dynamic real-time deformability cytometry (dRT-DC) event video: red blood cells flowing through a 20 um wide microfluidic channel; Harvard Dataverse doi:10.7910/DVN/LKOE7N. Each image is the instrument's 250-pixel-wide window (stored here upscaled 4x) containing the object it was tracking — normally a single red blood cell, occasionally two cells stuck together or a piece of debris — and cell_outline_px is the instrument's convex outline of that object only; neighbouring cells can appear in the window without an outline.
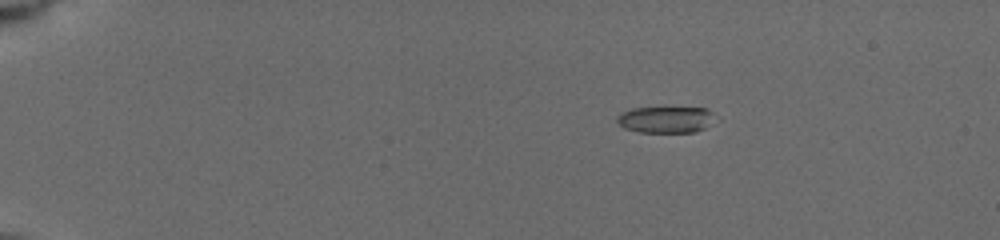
{"species": "common noctule bat (a hibernating species)", "species_latin": "Nyctalus noctula", "temperature_condition": "cold", "stored_images_in_passage": 15, "camera_frame_rate_fps": 3000, "um_per_image_px": 0.085, "animal": {"sex": "female", "body_mass_g": 19.5, "forearm_length_mm": 54.1}, "frame": {"image": 1, "passage_image": 5, "time_ms": 1.667, "image_size_px": [1000, 240], "cell_outline_px": [[712, 120], [704, 128], [696, 132], [640, 132], [624, 128], [616, 120], [620, 112], [632, 108], [708, 108], [712, 112]], "centroid_in_image_um": [56.55, 10.16], "position_along_channel_um": 28.5, "area_um2": 14.91}}
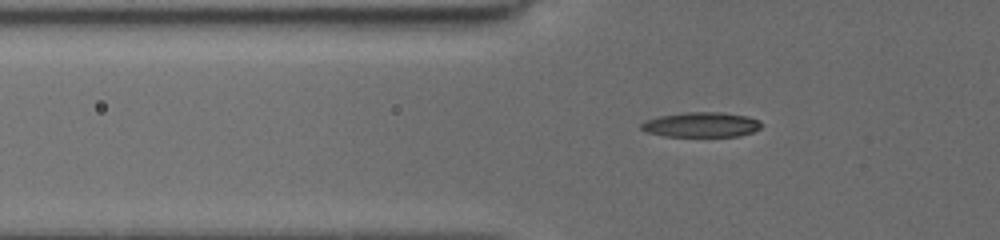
{"frame": {"image": 2, "passage_image": 14, "time_ms": 5.0, "image_size_px": [1000, 240], "cell_outline_px": [[764, 124], [760, 128], [752, 132], [740, 136], [664, 136], [648, 132], [640, 128], [640, 124], [644, 120], [660, 116], [684, 112], [720, 112], [748, 116], [760, 120]], "centroid_in_image_um": [59.63, 10.59], "position_along_channel_um": 66.2, "area_um2": 17.57}}